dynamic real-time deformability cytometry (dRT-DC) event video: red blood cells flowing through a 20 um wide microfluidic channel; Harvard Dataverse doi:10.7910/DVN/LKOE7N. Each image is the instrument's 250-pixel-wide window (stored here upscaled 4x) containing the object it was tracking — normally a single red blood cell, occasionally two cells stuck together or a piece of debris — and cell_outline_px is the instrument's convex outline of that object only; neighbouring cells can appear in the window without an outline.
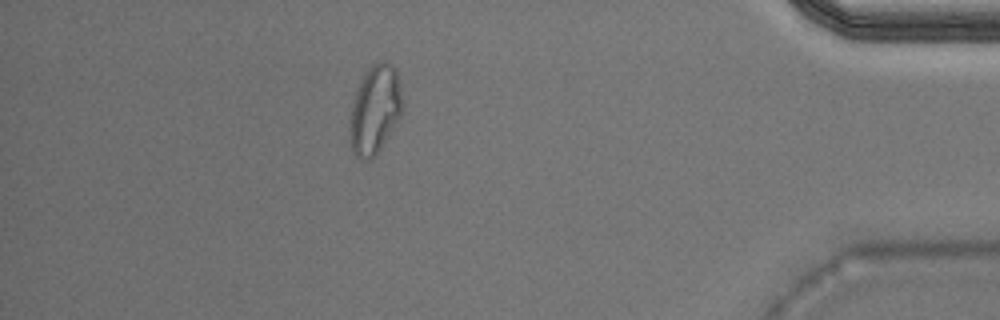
{"species": "Egyptian fruit bat (a non-hibernating species)", "species_latin": "Rousettus aegyptiacus", "temperature_condition": "warm", "stored_images_in_passage": 36, "camera_frame_rate_fps": 3000, "um_per_image_px": 0.085, "animal": {"sex": "male"}, "frame": {"image": 1, "passage_image": 31, "time_ms": 10.0, "image_size_px": [1000, 320], "cell_outline_px": [[404, 108], [400, 116], [376, 156], [368, 160], [360, 160], [356, 156], [352, 148], [348, 128], [352, 104], [356, 92], [368, 68], [372, 64], [380, 60], [388, 60], [392, 64], [396, 72], [400, 88]], "centroid_in_image_um": [31.87, 9.33], "position_along_channel_um": 403.3, "area_um2": 27.17}}